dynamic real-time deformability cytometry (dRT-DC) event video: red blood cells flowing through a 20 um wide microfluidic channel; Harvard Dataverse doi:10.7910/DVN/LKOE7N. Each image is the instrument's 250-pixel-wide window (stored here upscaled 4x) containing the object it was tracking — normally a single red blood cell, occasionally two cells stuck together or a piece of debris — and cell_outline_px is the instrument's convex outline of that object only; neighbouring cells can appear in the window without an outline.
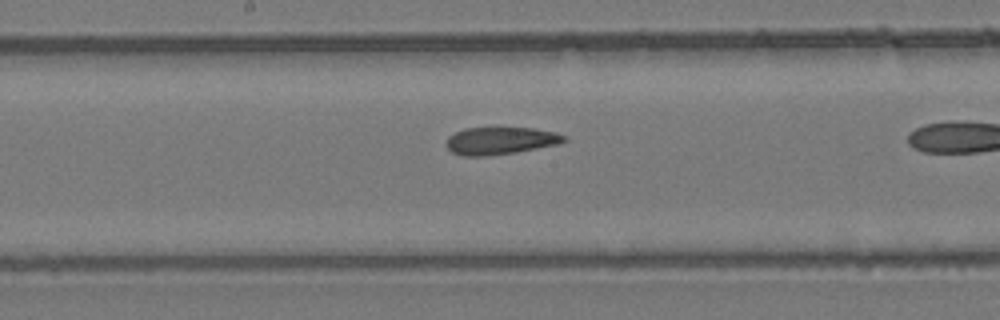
{"species": "common noctule bat (a hibernating species)", "species_latin": "Nyctalus noctula", "temperature_condition": "room temperature", "stored_images_in_passage": 31, "camera_frame_rate_fps": 3000, "um_per_image_px": 0.085, "animal": {"sex": "female", "body_mass_g": 24.6, "forearm_length_mm": 56.2}, "frame": {"image": 1, "passage_image": 18, "time_ms": 5.667, "image_size_px": [1000, 320], "cell_outline_px": [[568, 140], [556, 144], [516, 152], [484, 156], [460, 156], [452, 152], [448, 148], [448, 136], [464, 128], [532, 128], [556, 132], [568, 136]], "centroid_in_image_um": [42.55, 11.96], "position_along_channel_um": 205.6, "area_um2": 18.67}}
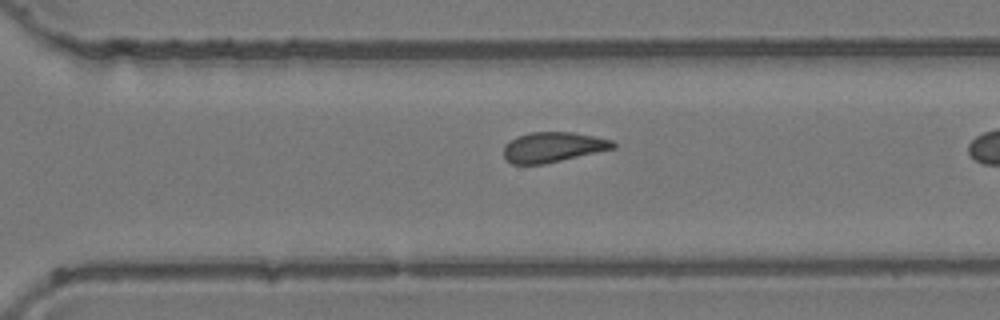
{"frame": {"image": 2, "passage_image": 27, "time_ms": 8.667, "image_size_px": [1000, 320], "cell_outline_px": [[616, 148], [544, 164], [512, 164], [504, 156], [504, 144], [516, 136], [528, 132], [572, 132], [612, 140], [616, 144]], "centroid_in_image_um": [46.98, 12.5], "position_along_channel_um": 323.6, "area_um2": 19.19}}